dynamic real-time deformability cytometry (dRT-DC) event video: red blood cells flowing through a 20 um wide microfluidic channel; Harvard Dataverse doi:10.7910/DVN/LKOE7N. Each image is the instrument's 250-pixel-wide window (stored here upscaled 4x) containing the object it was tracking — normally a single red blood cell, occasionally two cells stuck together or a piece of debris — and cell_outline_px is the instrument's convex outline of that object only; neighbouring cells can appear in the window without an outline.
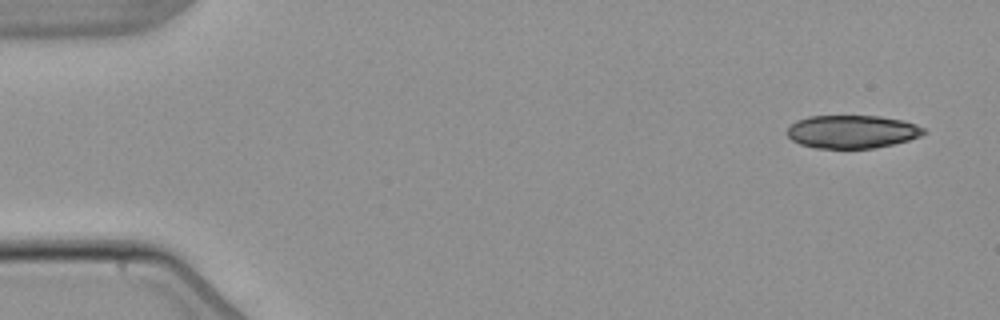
{"species": "common noctule bat (a hibernating species)", "species_latin": "Nyctalus noctula", "temperature_condition": "warm", "stored_images_in_passage": 4, "camera_frame_rate_fps": 3000, "um_per_image_px": 0.085, "animal": {"sex": "male", "body_mass_g": 21.5, "forearm_length_mm": 52.0}, "frame": {"image": 1, "passage_image": 1, "time_ms": 0.0, "image_size_px": [1000, 320], "cell_outline_px": [[928, 132], [920, 136], [908, 140], [876, 148], [816, 148], [800, 144], [792, 140], [784, 132], [796, 120], [808, 116], [880, 116], [904, 120], [916, 124], [924, 128]], "centroid_in_image_um": [72.43, 11.19], "position_along_channel_um": 12.6, "area_um2": 26.53}}